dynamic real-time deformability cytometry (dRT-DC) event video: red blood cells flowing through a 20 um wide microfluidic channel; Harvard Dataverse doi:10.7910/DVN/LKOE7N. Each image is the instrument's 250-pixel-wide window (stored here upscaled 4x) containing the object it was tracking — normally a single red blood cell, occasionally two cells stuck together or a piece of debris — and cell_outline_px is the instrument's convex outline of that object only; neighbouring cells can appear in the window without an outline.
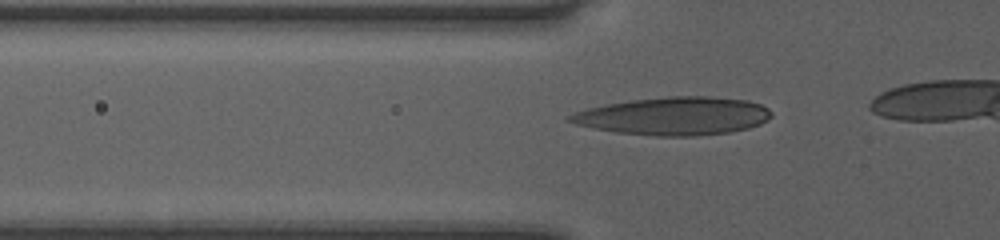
{"species": "human", "species_latin": "Homo sapiens", "temperature_condition": "room temperature", "stored_images_in_passage": 9, "camera_frame_rate_fps": 3000, "um_per_image_px": 0.085, "donor": {"sex": "female"}, "frame": {"image": 1, "passage_image": 3, "time_ms": 0.667, "image_size_px": [1000, 240], "cell_outline_px": [[772, 116], [768, 120], [760, 124], [748, 128], [728, 132], [692, 136], [656, 136], [616, 132], [576, 124], [564, 120], [568, 116], [576, 112], [588, 108], [608, 104], [632, 100], [668, 96], [708, 96], [748, 100], [760, 104], [768, 108], [772, 112]], "centroid_in_image_um": [57.31, 9.86], "position_along_channel_um": 68.5, "area_um2": 44.45}}
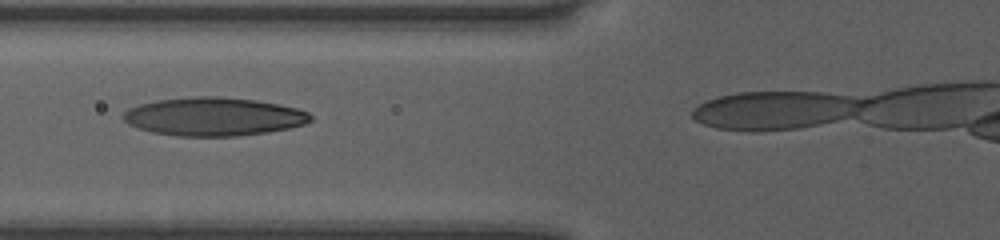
{"frame": {"image": 2, "passage_image": 6, "time_ms": 1.667, "image_size_px": [1000, 240], "cell_outline_px": [[312, 120], [304, 124], [288, 128], [268, 132], [236, 136], [180, 136], [152, 132], [128, 124], [120, 116], [128, 108], [140, 104], [156, 100], [192, 96], [220, 96], [256, 100], [280, 104], [296, 108], [308, 112], [312, 116]], "centroid_in_image_um": [18.15, 9.9], "position_along_channel_um": 107.6, "area_um2": 42.02}}